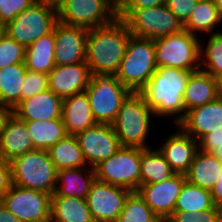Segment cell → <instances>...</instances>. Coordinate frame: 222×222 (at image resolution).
<instances>
[{
  "label": "cell",
  "mask_w": 222,
  "mask_h": 222,
  "mask_svg": "<svg viewBox=\"0 0 222 222\" xmlns=\"http://www.w3.org/2000/svg\"><path fill=\"white\" fill-rule=\"evenodd\" d=\"M171 67H159L147 84L139 91L145 104L154 112L155 116L174 117V124H178L186 115L183 104L185 87L190 73Z\"/></svg>",
  "instance_id": "obj_1"
},
{
  "label": "cell",
  "mask_w": 222,
  "mask_h": 222,
  "mask_svg": "<svg viewBox=\"0 0 222 222\" xmlns=\"http://www.w3.org/2000/svg\"><path fill=\"white\" fill-rule=\"evenodd\" d=\"M131 35L127 24L118 17L111 24L89 29L85 62L91 74H116Z\"/></svg>",
  "instance_id": "obj_2"
},
{
  "label": "cell",
  "mask_w": 222,
  "mask_h": 222,
  "mask_svg": "<svg viewBox=\"0 0 222 222\" xmlns=\"http://www.w3.org/2000/svg\"><path fill=\"white\" fill-rule=\"evenodd\" d=\"M12 184L51 196L57 185V169L48 151L34 149L10 161Z\"/></svg>",
  "instance_id": "obj_3"
},
{
  "label": "cell",
  "mask_w": 222,
  "mask_h": 222,
  "mask_svg": "<svg viewBox=\"0 0 222 222\" xmlns=\"http://www.w3.org/2000/svg\"><path fill=\"white\" fill-rule=\"evenodd\" d=\"M133 36L155 40L183 30V24L165 5L149 8H117Z\"/></svg>",
  "instance_id": "obj_4"
},
{
  "label": "cell",
  "mask_w": 222,
  "mask_h": 222,
  "mask_svg": "<svg viewBox=\"0 0 222 222\" xmlns=\"http://www.w3.org/2000/svg\"><path fill=\"white\" fill-rule=\"evenodd\" d=\"M157 70L154 40L131 35L117 79L132 92H139Z\"/></svg>",
  "instance_id": "obj_5"
},
{
  "label": "cell",
  "mask_w": 222,
  "mask_h": 222,
  "mask_svg": "<svg viewBox=\"0 0 222 222\" xmlns=\"http://www.w3.org/2000/svg\"><path fill=\"white\" fill-rule=\"evenodd\" d=\"M154 112L139 92H131L120 106L112 127L121 146L149 148L147 137Z\"/></svg>",
  "instance_id": "obj_6"
},
{
  "label": "cell",
  "mask_w": 222,
  "mask_h": 222,
  "mask_svg": "<svg viewBox=\"0 0 222 222\" xmlns=\"http://www.w3.org/2000/svg\"><path fill=\"white\" fill-rule=\"evenodd\" d=\"M85 92L96 123L112 125L120 106L132 91L117 79L115 73H98L92 75Z\"/></svg>",
  "instance_id": "obj_7"
},
{
  "label": "cell",
  "mask_w": 222,
  "mask_h": 222,
  "mask_svg": "<svg viewBox=\"0 0 222 222\" xmlns=\"http://www.w3.org/2000/svg\"><path fill=\"white\" fill-rule=\"evenodd\" d=\"M199 36L184 29L154 40L156 63L159 67H171L187 71L200 69Z\"/></svg>",
  "instance_id": "obj_8"
},
{
  "label": "cell",
  "mask_w": 222,
  "mask_h": 222,
  "mask_svg": "<svg viewBox=\"0 0 222 222\" xmlns=\"http://www.w3.org/2000/svg\"><path fill=\"white\" fill-rule=\"evenodd\" d=\"M57 7L37 0L5 26V33L25 47L53 31Z\"/></svg>",
  "instance_id": "obj_9"
},
{
  "label": "cell",
  "mask_w": 222,
  "mask_h": 222,
  "mask_svg": "<svg viewBox=\"0 0 222 222\" xmlns=\"http://www.w3.org/2000/svg\"><path fill=\"white\" fill-rule=\"evenodd\" d=\"M95 179L132 192L140 187L141 148L120 147L116 153L94 167Z\"/></svg>",
  "instance_id": "obj_10"
},
{
  "label": "cell",
  "mask_w": 222,
  "mask_h": 222,
  "mask_svg": "<svg viewBox=\"0 0 222 222\" xmlns=\"http://www.w3.org/2000/svg\"><path fill=\"white\" fill-rule=\"evenodd\" d=\"M58 20L86 29L111 24L117 18L116 0H64L57 6Z\"/></svg>",
  "instance_id": "obj_11"
},
{
  "label": "cell",
  "mask_w": 222,
  "mask_h": 222,
  "mask_svg": "<svg viewBox=\"0 0 222 222\" xmlns=\"http://www.w3.org/2000/svg\"><path fill=\"white\" fill-rule=\"evenodd\" d=\"M0 201L20 222H50L51 195L14 184Z\"/></svg>",
  "instance_id": "obj_12"
},
{
  "label": "cell",
  "mask_w": 222,
  "mask_h": 222,
  "mask_svg": "<svg viewBox=\"0 0 222 222\" xmlns=\"http://www.w3.org/2000/svg\"><path fill=\"white\" fill-rule=\"evenodd\" d=\"M132 191L95 179L86 197L94 222H116Z\"/></svg>",
  "instance_id": "obj_13"
},
{
  "label": "cell",
  "mask_w": 222,
  "mask_h": 222,
  "mask_svg": "<svg viewBox=\"0 0 222 222\" xmlns=\"http://www.w3.org/2000/svg\"><path fill=\"white\" fill-rule=\"evenodd\" d=\"M75 137L86 164L92 168L122 147L112 125L108 124L96 123Z\"/></svg>",
  "instance_id": "obj_14"
},
{
  "label": "cell",
  "mask_w": 222,
  "mask_h": 222,
  "mask_svg": "<svg viewBox=\"0 0 222 222\" xmlns=\"http://www.w3.org/2000/svg\"><path fill=\"white\" fill-rule=\"evenodd\" d=\"M186 181V175L174 174L163 182L141 185L137 192L159 218H169Z\"/></svg>",
  "instance_id": "obj_15"
},
{
  "label": "cell",
  "mask_w": 222,
  "mask_h": 222,
  "mask_svg": "<svg viewBox=\"0 0 222 222\" xmlns=\"http://www.w3.org/2000/svg\"><path fill=\"white\" fill-rule=\"evenodd\" d=\"M55 36V65H70L85 62L88 29L60 22L53 28Z\"/></svg>",
  "instance_id": "obj_16"
},
{
  "label": "cell",
  "mask_w": 222,
  "mask_h": 222,
  "mask_svg": "<svg viewBox=\"0 0 222 222\" xmlns=\"http://www.w3.org/2000/svg\"><path fill=\"white\" fill-rule=\"evenodd\" d=\"M92 74L86 62L55 65L48 74L49 89L61 99L85 92Z\"/></svg>",
  "instance_id": "obj_17"
},
{
  "label": "cell",
  "mask_w": 222,
  "mask_h": 222,
  "mask_svg": "<svg viewBox=\"0 0 222 222\" xmlns=\"http://www.w3.org/2000/svg\"><path fill=\"white\" fill-rule=\"evenodd\" d=\"M177 126L197 141L210 132L222 130V100L216 98L192 108Z\"/></svg>",
  "instance_id": "obj_18"
},
{
  "label": "cell",
  "mask_w": 222,
  "mask_h": 222,
  "mask_svg": "<svg viewBox=\"0 0 222 222\" xmlns=\"http://www.w3.org/2000/svg\"><path fill=\"white\" fill-rule=\"evenodd\" d=\"M177 132L172 133L158 150L166 159L175 174L186 175L190 165L199 150L198 141L186 134L179 126Z\"/></svg>",
  "instance_id": "obj_19"
},
{
  "label": "cell",
  "mask_w": 222,
  "mask_h": 222,
  "mask_svg": "<svg viewBox=\"0 0 222 222\" xmlns=\"http://www.w3.org/2000/svg\"><path fill=\"white\" fill-rule=\"evenodd\" d=\"M62 106L63 99L48 89L19 102L13 114L24 121H47L62 118Z\"/></svg>",
  "instance_id": "obj_20"
},
{
  "label": "cell",
  "mask_w": 222,
  "mask_h": 222,
  "mask_svg": "<svg viewBox=\"0 0 222 222\" xmlns=\"http://www.w3.org/2000/svg\"><path fill=\"white\" fill-rule=\"evenodd\" d=\"M34 149L25 121L12 113L0 134V157L10 162Z\"/></svg>",
  "instance_id": "obj_21"
},
{
  "label": "cell",
  "mask_w": 222,
  "mask_h": 222,
  "mask_svg": "<svg viewBox=\"0 0 222 222\" xmlns=\"http://www.w3.org/2000/svg\"><path fill=\"white\" fill-rule=\"evenodd\" d=\"M61 117L67 134L73 136L96 124L86 92L63 99Z\"/></svg>",
  "instance_id": "obj_22"
},
{
  "label": "cell",
  "mask_w": 222,
  "mask_h": 222,
  "mask_svg": "<svg viewBox=\"0 0 222 222\" xmlns=\"http://www.w3.org/2000/svg\"><path fill=\"white\" fill-rule=\"evenodd\" d=\"M94 180V168L90 166L60 170L57 172L55 193L51 197H77L86 199Z\"/></svg>",
  "instance_id": "obj_23"
},
{
  "label": "cell",
  "mask_w": 222,
  "mask_h": 222,
  "mask_svg": "<svg viewBox=\"0 0 222 222\" xmlns=\"http://www.w3.org/2000/svg\"><path fill=\"white\" fill-rule=\"evenodd\" d=\"M216 98L214 77L201 69L191 72L183 96L185 111L207 104Z\"/></svg>",
  "instance_id": "obj_24"
},
{
  "label": "cell",
  "mask_w": 222,
  "mask_h": 222,
  "mask_svg": "<svg viewBox=\"0 0 222 222\" xmlns=\"http://www.w3.org/2000/svg\"><path fill=\"white\" fill-rule=\"evenodd\" d=\"M222 171V161L214 155L198 150L186 179L189 183L211 191Z\"/></svg>",
  "instance_id": "obj_25"
},
{
  "label": "cell",
  "mask_w": 222,
  "mask_h": 222,
  "mask_svg": "<svg viewBox=\"0 0 222 222\" xmlns=\"http://www.w3.org/2000/svg\"><path fill=\"white\" fill-rule=\"evenodd\" d=\"M55 36L54 31L40 37L26 47L25 66L27 70L49 74L54 68Z\"/></svg>",
  "instance_id": "obj_26"
},
{
  "label": "cell",
  "mask_w": 222,
  "mask_h": 222,
  "mask_svg": "<svg viewBox=\"0 0 222 222\" xmlns=\"http://www.w3.org/2000/svg\"><path fill=\"white\" fill-rule=\"evenodd\" d=\"M50 222L94 221L85 198L51 197Z\"/></svg>",
  "instance_id": "obj_27"
},
{
  "label": "cell",
  "mask_w": 222,
  "mask_h": 222,
  "mask_svg": "<svg viewBox=\"0 0 222 222\" xmlns=\"http://www.w3.org/2000/svg\"><path fill=\"white\" fill-rule=\"evenodd\" d=\"M26 72L25 63L0 69V104L14 109L21 102V90Z\"/></svg>",
  "instance_id": "obj_28"
},
{
  "label": "cell",
  "mask_w": 222,
  "mask_h": 222,
  "mask_svg": "<svg viewBox=\"0 0 222 222\" xmlns=\"http://www.w3.org/2000/svg\"><path fill=\"white\" fill-rule=\"evenodd\" d=\"M221 22L214 0H199L190 17L183 24V29L196 36L201 32L211 35L221 32L215 30Z\"/></svg>",
  "instance_id": "obj_29"
},
{
  "label": "cell",
  "mask_w": 222,
  "mask_h": 222,
  "mask_svg": "<svg viewBox=\"0 0 222 222\" xmlns=\"http://www.w3.org/2000/svg\"><path fill=\"white\" fill-rule=\"evenodd\" d=\"M47 151L57 171L88 167L77 139L73 135L68 134Z\"/></svg>",
  "instance_id": "obj_30"
},
{
  "label": "cell",
  "mask_w": 222,
  "mask_h": 222,
  "mask_svg": "<svg viewBox=\"0 0 222 222\" xmlns=\"http://www.w3.org/2000/svg\"><path fill=\"white\" fill-rule=\"evenodd\" d=\"M35 149L48 150L67 136L62 118L47 121H25Z\"/></svg>",
  "instance_id": "obj_31"
},
{
  "label": "cell",
  "mask_w": 222,
  "mask_h": 222,
  "mask_svg": "<svg viewBox=\"0 0 222 222\" xmlns=\"http://www.w3.org/2000/svg\"><path fill=\"white\" fill-rule=\"evenodd\" d=\"M174 174L159 150H151V147L141 148L140 186L163 182Z\"/></svg>",
  "instance_id": "obj_32"
},
{
  "label": "cell",
  "mask_w": 222,
  "mask_h": 222,
  "mask_svg": "<svg viewBox=\"0 0 222 222\" xmlns=\"http://www.w3.org/2000/svg\"><path fill=\"white\" fill-rule=\"evenodd\" d=\"M214 206L211 191L186 181L177 198L174 211L196 213L211 209Z\"/></svg>",
  "instance_id": "obj_33"
},
{
  "label": "cell",
  "mask_w": 222,
  "mask_h": 222,
  "mask_svg": "<svg viewBox=\"0 0 222 222\" xmlns=\"http://www.w3.org/2000/svg\"><path fill=\"white\" fill-rule=\"evenodd\" d=\"M158 219L145 200L134 191L126 198L116 222H156Z\"/></svg>",
  "instance_id": "obj_34"
},
{
  "label": "cell",
  "mask_w": 222,
  "mask_h": 222,
  "mask_svg": "<svg viewBox=\"0 0 222 222\" xmlns=\"http://www.w3.org/2000/svg\"><path fill=\"white\" fill-rule=\"evenodd\" d=\"M207 42L205 49L200 43V69L213 77L222 75V32L209 35Z\"/></svg>",
  "instance_id": "obj_35"
},
{
  "label": "cell",
  "mask_w": 222,
  "mask_h": 222,
  "mask_svg": "<svg viewBox=\"0 0 222 222\" xmlns=\"http://www.w3.org/2000/svg\"><path fill=\"white\" fill-rule=\"evenodd\" d=\"M26 47L4 34L0 39V69L25 62Z\"/></svg>",
  "instance_id": "obj_36"
},
{
  "label": "cell",
  "mask_w": 222,
  "mask_h": 222,
  "mask_svg": "<svg viewBox=\"0 0 222 222\" xmlns=\"http://www.w3.org/2000/svg\"><path fill=\"white\" fill-rule=\"evenodd\" d=\"M21 90V101L49 89L48 74L27 70Z\"/></svg>",
  "instance_id": "obj_37"
},
{
  "label": "cell",
  "mask_w": 222,
  "mask_h": 222,
  "mask_svg": "<svg viewBox=\"0 0 222 222\" xmlns=\"http://www.w3.org/2000/svg\"><path fill=\"white\" fill-rule=\"evenodd\" d=\"M169 219L172 222H222L221 208L214 206L196 213L174 211Z\"/></svg>",
  "instance_id": "obj_38"
},
{
  "label": "cell",
  "mask_w": 222,
  "mask_h": 222,
  "mask_svg": "<svg viewBox=\"0 0 222 222\" xmlns=\"http://www.w3.org/2000/svg\"><path fill=\"white\" fill-rule=\"evenodd\" d=\"M37 0H0V24L7 25Z\"/></svg>",
  "instance_id": "obj_39"
},
{
  "label": "cell",
  "mask_w": 222,
  "mask_h": 222,
  "mask_svg": "<svg viewBox=\"0 0 222 222\" xmlns=\"http://www.w3.org/2000/svg\"><path fill=\"white\" fill-rule=\"evenodd\" d=\"M199 150L212 154L222 161V130L204 135L198 141Z\"/></svg>",
  "instance_id": "obj_40"
},
{
  "label": "cell",
  "mask_w": 222,
  "mask_h": 222,
  "mask_svg": "<svg viewBox=\"0 0 222 222\" xmlns=\"http://www.w3.org/2000/svg\"><path fill=\"white\" fill-rule=\"evenodd\" d=\"M199 0H166L165 5L184 24L195 9Z\"/></svg>",
  "instance_id": "obj_41"
},
{
  "label": "cell",
  "mask_w": 222,
  "mask_h": 222,
  "mask_svg": "<svg viewBox=\"0 0 222 222\" xmlns=\"http://www.w3.org/2000/svg\"><path fill=\"white\" fill-rule=\"evenodd\" d=\"M12 185L10 162L0 157V198L10 189Z\"/></svg>",
  "instance_id": "obj_42"
},
{
  "label": "cell",
  "mask_w": 222,
  "mask_h": 222,
  "mask_svg": "<svg viewBox=\"0 0 222 222\" xmlns=\"http://www.w3.org/2000/svg\"><path fill=\"white\" fill-rule=\"evenodd\" d=\"M166 0H118L117 8H149L163 5Z\"/></svg>",
  "instance_id": "obj_43"
},
{
  "label": "cell",
  "mask_w": 222,
  "mask_h": 222,
  "mask_svg": "<svg viewBox=\"0 0 222 222\" xmlns=\"http://www.w3.org/2000/svg\"><path fill=\"white\" fill-rule=\"evenodd\" d=\"M211 195H212L214 205L218 208H221L222 207V171L213 189L211 190Z\"/></svg>",
  "instance_id": "obj_44"
},
{
  "label": "cell",
  "mask_w": 222,
  "mask_h": 222,
  "mask_svg": "<svg viewBox=\"0 0 222 222\" xmlns=\"http://www.w3.org/2000/svg\"><path fill=\"white\" fill-rule=\"evenodd\" d=\"M13 109L6 105L0 104V134L4 129V126L8 118L12 115Z\"/></svg>",
  "instance_id": "obj_45"
},
{
  "label": "cell",
  "mask_w": 222,
  "mask_h": 222,
  "mask_svg": "<svg viewBox=\"0 0 222 222\" xmlns=\"http://www.w3.org/2000/svg\"><path fill=\"white\" fill-rule=\"evenodd\" d=\"M0 222H20L0 201Z\"/></svg>",
  "instance_id": "obj_46"
},
{
  "label": "cell",
  "mask_w": 222,
  "mask_h": 222,
  "mask_svg": "<svg viewBox=\"0 0 222 222\" xmlns=\"http://www.w3.org/2000/svg\"><path fill=\"white\" fill-rule=\"evenodd\" d=\"M216 96L218 99L222 100V75L214 76Z\"/></svg>",
  "instance_id": "obj_47"
},
{
  "label": "cell",
  "mask_w": 222,
  "mask_h": 222,
  "mask_svg": "<svg viewBox=\"0 0 222 222\" xmlns=\"http://www.w3.org/2000/svg\"><path fill=\"white\" fill-rule=\"evenodd\" d=\"M219 16L222 20V0H214Z\"/></svg>",
  "instance_id": "obj_48"
},
{
  "label": "cell",
  "mask_w": 222,
  "mask_h": 222,
  "mask_svg": "<svg viewBox=\"0 0 222 222\" xmlns=\"http://www.w3.org/2000/svg\"><path fill=\"white\" fill-rule=\"evenodd\" d=\"M47 2L48 4H51L55 7L59 6L64 0H43Z\"/></svg>",
  "instance_id": "obj_49"
},
{
  "label": "cell",
  "mask_w": 222,
  "mask_h": 222,
  "mask_svg": "<svg viewBox=\"0 0 222 222\" xmlns=\"http://www.w3.org/2000/svg\"><path fill=\"white\" fill-rule=\"evenodd\" d=\"M5 34V25L0 24V39Z\"/></svg>",
  "instance_id": "obj_50"
},
{
  "label": "cell",
  "mask_w": 222,
  "mask_h": 222,
  "mask_svg": "<svg viewBox=\"0 0 222 222\" xmlns=\"http://www.w3.org/2000/svg\"><path fill=\"white\" fill-rule=\"evenodd\" d=\"M156 222H172L169 218H159Z\"/></svg>",
  "instance_id": "obj_51"
}]
</instances>
